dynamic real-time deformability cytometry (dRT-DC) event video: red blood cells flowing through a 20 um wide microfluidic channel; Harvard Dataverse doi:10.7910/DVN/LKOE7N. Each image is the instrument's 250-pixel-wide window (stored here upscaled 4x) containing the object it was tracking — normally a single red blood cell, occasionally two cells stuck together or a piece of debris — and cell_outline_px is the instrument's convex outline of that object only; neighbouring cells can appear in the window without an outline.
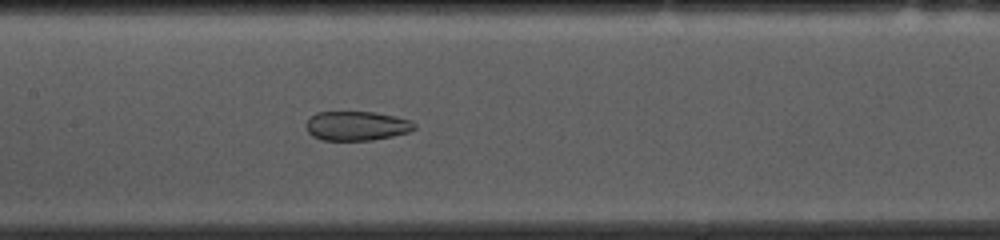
{"species": "common noctule bat (a hibernating species)", "species_latin": "Nyctalus noctula", "temperature_condition": "cold", "stored_images_in_passage": 53, "camera_frame_rate_fps": 3000, "um_per_image_px": 0.085, "animal": {"sex": "female", "body_mass_g": 10.0, "forearm_length_mm": 53.1}, "frame": {"image": 1, "passage_image": 24, "time_ms": 7.667, "image_size_px": [1000, 240], "cell_outline_px": [[416, 128], [408, 132], [392, 136], [372, 140], [320, 140], [312, 136], [308, 132], [304, 124], [316, 112], [372, 112], [396, 116], [412, 120], [416, 124]], "centroid_in_image_um": [30.31, 10.7], "position_along_channel_um": 177.1, "area_um2": 18.61}}
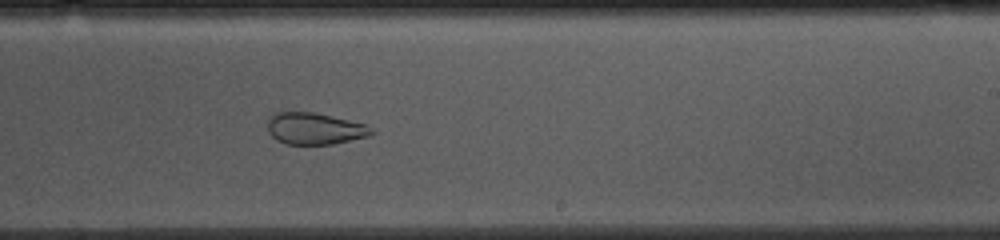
{"frame": {"image": 2, "passage_image": 31, "time_ms": 10.0, "image_size_px": [1000, 240], "cell_outline_px": [[376, 132], [372, 136], [332, 144], [288, 144], [276, 140], [268, 132], [268, 116], [272, 112], [312, 112], [368, 124]], "centroid_in_image_um": [26.77, 10.93], "position_along_channel_um": 262.2, "area_um2": 19.48}}
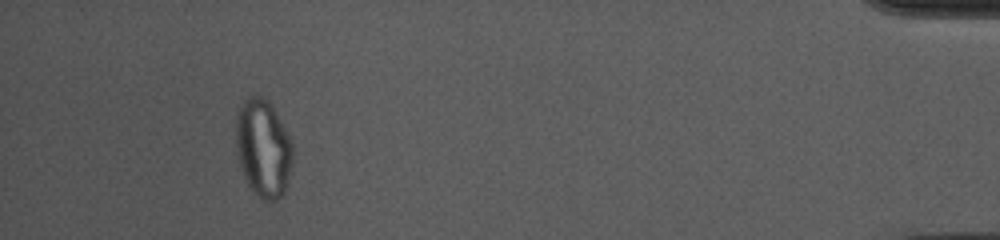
{"frame": {"image": 3, "passage_image": 49, "time_ms": 16.0, "image_size_px": [1000, 240], "cell_outline_px": [[292, 164], [288, 184], [284, 192], [272, 204], [256, 196], [252, 192], [244, 176], [236, 152], [236, 116], [240, 104], [248, 96], [256, 92], [268, 100], [288, 132], [292, 140]], "centroid_in_image_um": [22.37, 12.59], "position_along_channel_um": 412.8, "area_um2": 33.06}, "authors_computed_cell_mechanics": {"area_um2": 26.4146, "velocity_mm_per_s": 3.6566, "shape_relaxation_time_tau1_ms": null, "shape_relaxation_time_tau2_ms": 1.5951, "deformation_change_tau1": null, "deformation_change_tau2": 0.068}}